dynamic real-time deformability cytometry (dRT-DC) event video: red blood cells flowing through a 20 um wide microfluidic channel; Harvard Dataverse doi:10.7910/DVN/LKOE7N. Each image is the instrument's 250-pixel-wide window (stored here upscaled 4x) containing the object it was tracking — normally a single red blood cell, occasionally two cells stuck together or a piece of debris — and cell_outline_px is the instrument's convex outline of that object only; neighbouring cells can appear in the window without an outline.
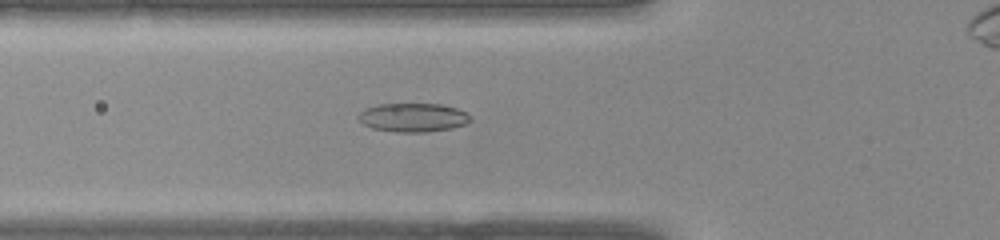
{"species": "common noctule bat (a hibernating species)", "species_latin": "Nyctalus noctula", "temperature_condition": "warm", "stored_images_in_passage": 29, "camera_frame_rate_fps": 3000, "um_per_image_px": 0.085, "animal": {"sex": "female", "body_mass_g": 22.0, "forearm_length_mm": 56.7}, "frame": {"image": 1, "passage_image": 7, "time_ms": 2.0, "image_size_px": [1000, 240], "cell_outline_px": [[472, 120], [464, 124], [452, 128], [424, 132], [396, 132], [372, 128], [364, 124], [356, 116], [364, 108], [380, 104], [440, 104], [456, 108], [472, 116]], "centroid_in_image_um": [35.1, 9.98], "position_along_channel_um": 90.7, "area_um2": 18.73}}
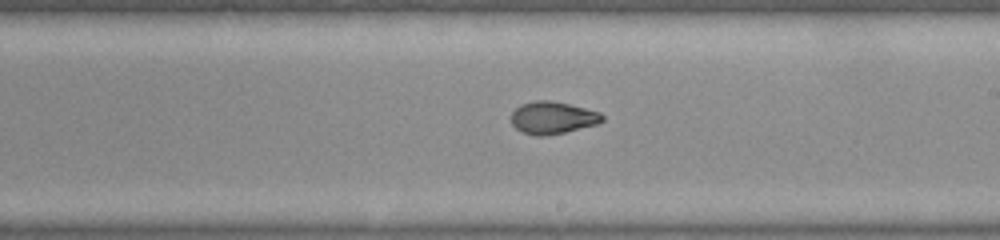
{"frame": {"image": 2, "passage_image": 16, "time_ms": 5.0, "image_size_px": [1000, 240], "cell_outline_px": [[604, 120], [596, 124], [564, 132], [544, 136], [536, 136], [524, 132], [516, 128], [512, 124], [512, 112], [520, 104], [536, 100], [552, 100], [600, 112], [604, 116]], "centroid_in_image_um": [46.97, 9.99], "position_along_channel_um": 242.0, "area_um2": 16.99}}
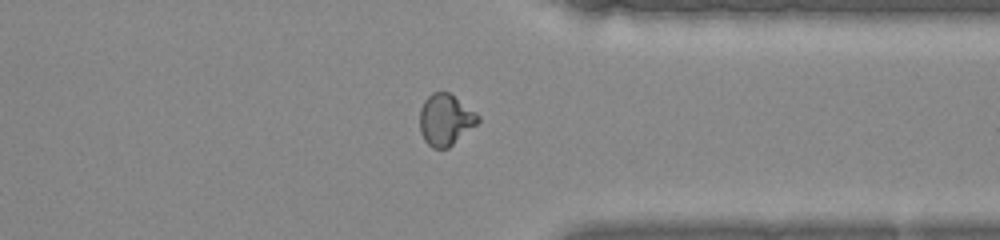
{"frame": {"image": 3, "passage_image": 24, "time_ms": 7.667, "image_size_px": [1000, 240], "cell_outline_px": [[480, 120], [476, 124], [448, 148], [432, 148], [424, 140], [420, 132], [420, 108], [424, 100], [432, 92], [448, 92], [476, 112], [480, 116]], "centroid_in_image_um": [37.84, 10.17], "position_along_channel_um": 373.6, "area_um2": 17.28}}